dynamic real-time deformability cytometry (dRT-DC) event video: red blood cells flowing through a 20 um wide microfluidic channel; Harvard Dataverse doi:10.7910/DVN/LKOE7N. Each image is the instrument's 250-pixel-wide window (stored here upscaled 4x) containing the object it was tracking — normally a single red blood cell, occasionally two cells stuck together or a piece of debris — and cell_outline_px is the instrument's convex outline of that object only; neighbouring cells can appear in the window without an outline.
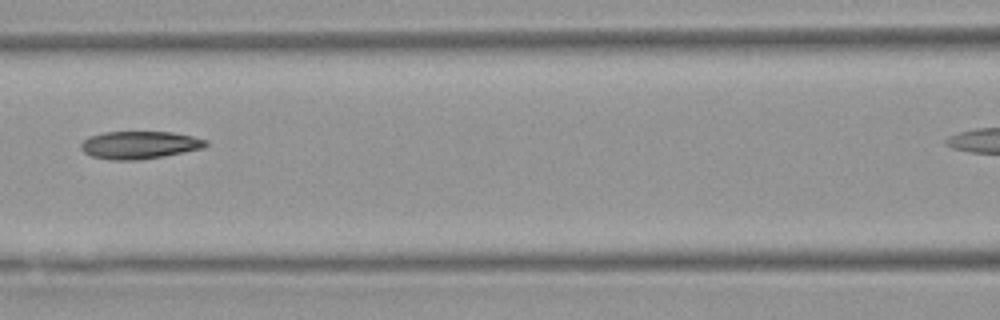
{"species": "Egyptian fruit bat (a non-hibernating species)", "species_latin": "Rousettus aegyptiacus", "temperature_condition": "warm", "stored_images_in_passage": 6, "segment_of_instrument_passage": [1, 2], "camera_frame_rate_fps": 3000, "um_per_image_px": 0.085, "animal": {"sex": "female"}, "frame": {"image": 1, "passage_image": 5, "time_ms": 4.667, "image_size_px": [1000, 320], "cell_outline_px": [[208, 144], [204, 148], [164, 156], [140, 160], [112, 160], [92, 156], [84, 152], [80, 148], [80, 144], [88, 136], [104, 132], [172, 132], [192, 136], [208, 140]], "centroid_in_image_um": [11.86, 12.32], "position_along_channel_um": 154.7, "area_um2": 20.23}}